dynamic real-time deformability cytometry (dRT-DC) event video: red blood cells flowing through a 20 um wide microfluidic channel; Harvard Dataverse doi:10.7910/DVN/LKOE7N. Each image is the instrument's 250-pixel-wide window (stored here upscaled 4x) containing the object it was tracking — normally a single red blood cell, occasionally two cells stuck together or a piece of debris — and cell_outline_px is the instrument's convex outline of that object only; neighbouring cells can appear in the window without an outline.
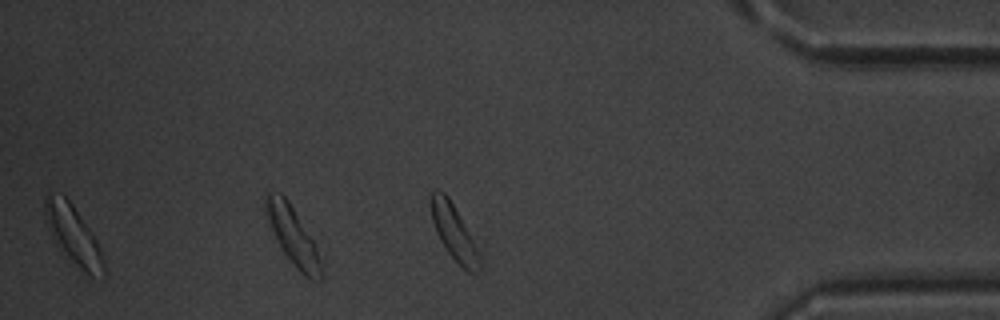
{"species": "common noctule bat (a hibernating species)", "species_latin": "Nyctalus noctula", "temperature_condition": "warm", "stored_images_in_passage": 34, "segment_of_instrument_passage": [2, 2], "camera_frame_rate_fps": 3000, "um_per_image_px": 0.085, "animal": {"sex": "male", "body_mass_g": 20.1, "forearm_length_mm": 53.5}, "frame": {"image": 1, "passage_image": 34, "time_ms": 11.0, "image_size_px": [1000, 320], "cell_outline_px": [[324, 276], [320, 280], [308, 280], [296, 268], [284, 252], [276, 240], [264, 208], [264, 192], [280, 192], [288, 200], [312, 240], [316, 248]], "centroid_in_image_um": [24.87, 20.05], "position_along_channel_um": 410.3, "area_um2": 18.38}}